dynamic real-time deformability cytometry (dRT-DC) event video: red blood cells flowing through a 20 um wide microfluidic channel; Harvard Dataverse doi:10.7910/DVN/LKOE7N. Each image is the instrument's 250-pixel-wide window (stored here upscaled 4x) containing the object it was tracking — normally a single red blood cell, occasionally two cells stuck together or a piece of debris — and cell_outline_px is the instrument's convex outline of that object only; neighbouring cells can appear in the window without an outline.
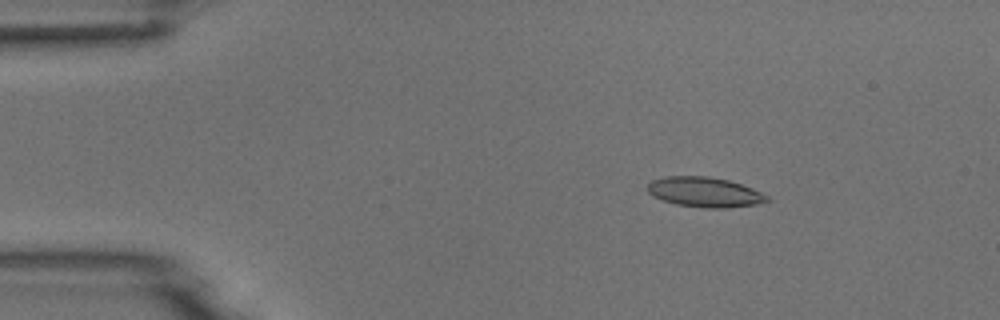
{"species": "common noctule bat (a hibernating species)", "species_latin": "Nyctalus noctula", "temperature_condition": "room temperature", "stored_images_in_passage": 5, "camera_frame_rate_fps": 3000, "um_per_image_px": 0.085, "animal": {"sex": "male", "body_mass_g": 18.8}, "frame": {"image": 1, "passage_image": 3, "time_ms": 2.333, "image_size_px": [1000, 320], "cell_outline_px": [[772, 200], [756, 204], [728, 208], [704, 208], [676, 204], [652, 196], [644, 188], [652, 180], [664, 176], [708, 176], [728, 180], [752, 188], [768, 196]], "centroid_in_image_um": [59.87, 16.33], "position_along_channel_um": 25.1, "area_um2": 20.98}}